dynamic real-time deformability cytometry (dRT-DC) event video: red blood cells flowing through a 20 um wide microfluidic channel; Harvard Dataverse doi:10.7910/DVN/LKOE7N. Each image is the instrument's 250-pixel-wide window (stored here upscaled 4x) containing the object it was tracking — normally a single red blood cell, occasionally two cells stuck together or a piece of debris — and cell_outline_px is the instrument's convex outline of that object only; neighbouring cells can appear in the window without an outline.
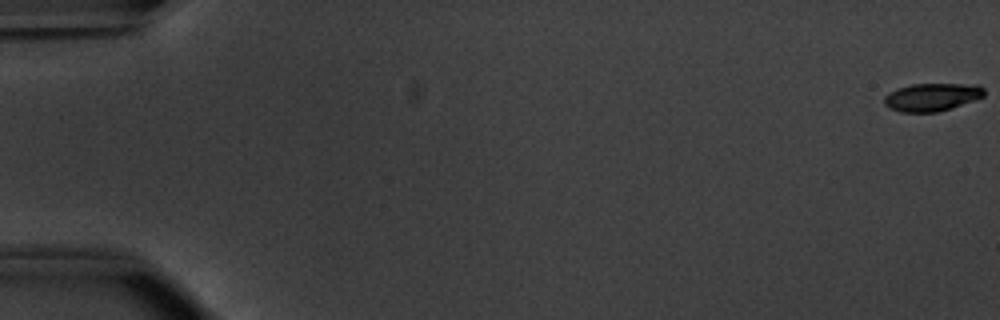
{"species": "common noctule bat (a hibernating species)", "species_latin": "Nyctalus noctula", "temperature_condition": "warm", "stored_images_in_passage": 54, "camera_frame_rate_fps": 3000, "um_per_image_px": 0.085, "animal": {"sex": "male", "body_mass_g": 20.1, "forearm_length_mm": 53.5}, "frame": {"image": 1, "passage_image": 1, "time_ms": 0.0, "image_size_px": [1000, 320], "cell_outline_px": [[984, 96], [936, 112], [900, 112], [888, 108], [884, 104], [884, 96], [888, 92], [896, 88], [912, 84], [976, 84], [984, 88]], "centroid_in_image_um": [79.14, 8.24], "position_along_channel_um": 5.9, "area_um2": 16.13}}
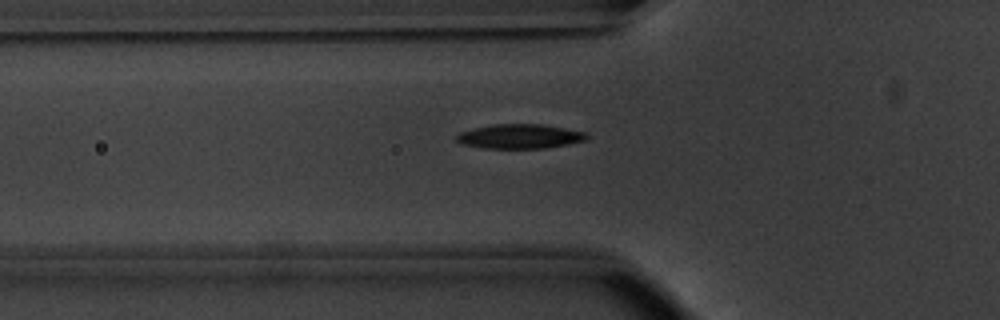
{"frame": {"image": 2, "passage_image": 20, "time_ms": 6.333, "image_size_px": [1000, 320], "cell_outline_px": [[588, 136], [584, 140], [568, 144], [548, 148], [484, 148], [460, 144], [452, 136], [460, 132], [472, 128], [492, 124], [540, 124], [588, 132]], "centroid_in_image_um": [44.12, 11.59], "position_along_channel_um": 81.7, "area_um2": 18.73}}
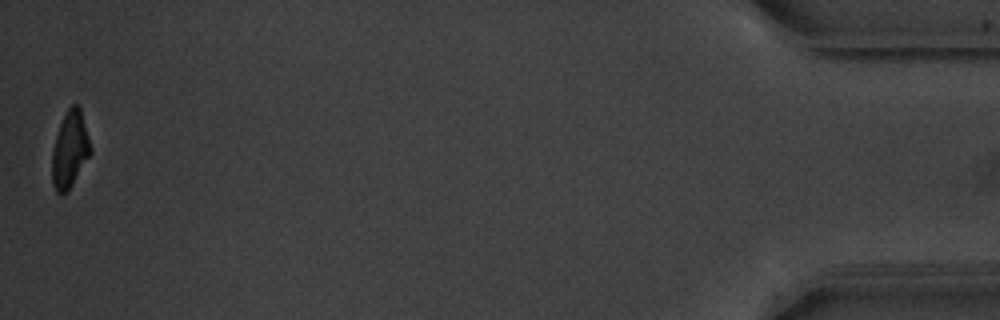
{"frame": {"image": 3, "passage_image": 54, "time_ms": 17.667, "image_size_px": [1000, 320], "cell_outline_px": [[92, 152], [68, 192], [56, 192], [52, 184], [52, 148], [60, 124], [68, 108], [72, 104], [80, 104], [92, 148]], "centroid_in_image_um": [5.96, 12.69], "position_along_channel_um": 429.2, "area_um2": 17.34}, "authors_computed_cell_mechanics": {"area_um2": 18.2359, "velocity_mm_per_s": 3.8382, "shape_relaxation_time_tau1_ms": 2.9195, "shape_relaxation_time_tau2_ms": 3.3915, "deformation_change_tau1": 0.1544, "deformation_change_tau2": 0.0848}}